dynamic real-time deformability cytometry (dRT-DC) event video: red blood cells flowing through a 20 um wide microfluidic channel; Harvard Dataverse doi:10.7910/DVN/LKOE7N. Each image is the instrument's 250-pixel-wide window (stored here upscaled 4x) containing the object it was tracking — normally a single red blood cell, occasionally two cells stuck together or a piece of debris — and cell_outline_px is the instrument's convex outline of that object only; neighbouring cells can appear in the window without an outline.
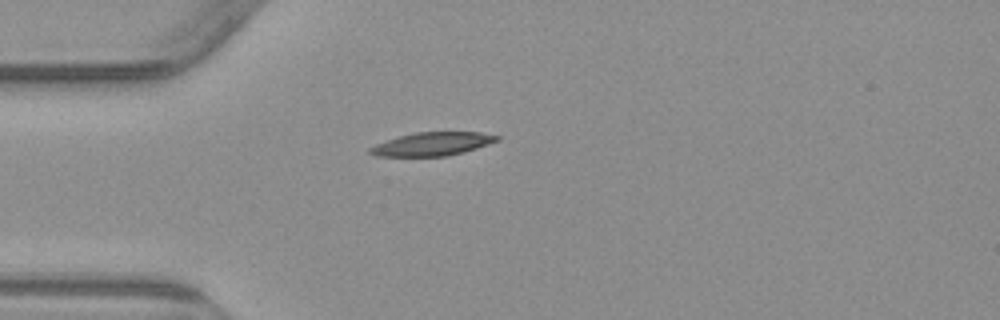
{"species": "common noctule bat (a hibernating species)", "species_latin": "Nyctalus noctula", "temperature_condition": "warm", "stored_images_in_passage": 1, "camera_frame_rate_fps": 3000, "um_per_image_px": 0.085, "animal": {"sex": "male", "body_mass_g": 23.1, "forearm_length_mm": 52.7}, "frame": {"image": 1, "passage_image": 1, "time_ms": 0.0, "image_size_px": [1000, 320], "cell_outline_px": [[500, 140], [464, 152], [448, 156], [376, 156], [368, 152], [368, 148], [376, 144], [396, 136], [416, 132], [480, 132], [500, 136]], "centroid_in_image_um": [36.73, 12.23], "position_along_channel_um": 48.3, "area_um2": 17.4}}